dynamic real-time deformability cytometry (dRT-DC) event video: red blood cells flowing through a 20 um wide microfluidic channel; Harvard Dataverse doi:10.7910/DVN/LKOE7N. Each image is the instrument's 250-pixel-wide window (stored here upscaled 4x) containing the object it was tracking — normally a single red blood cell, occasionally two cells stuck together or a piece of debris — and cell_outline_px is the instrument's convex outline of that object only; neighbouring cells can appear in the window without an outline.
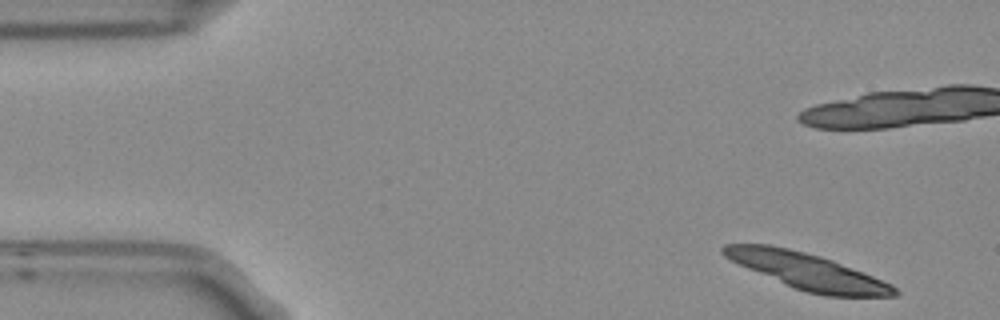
{"species": "Egyptian fruit bat (a non-hibernating species)", "species_latin": "Rousettus aegyptiacus", "temperature_condition": "room temperature", "stored_images_in_passage": 5, "camera_frame_rate_fps": 3000, "um_per_image_px": 0.085, "frame": {"image": 1, "passage_image": 1, "time_ms": 0.0, "image_size_px": [1000, 320], "cell_outline_px": [[900, 292], [896, 296], [824, 296], [808, 292], [796, 288], [748, 268], [724, 256], [720, 252], [720, 248], [724, 244], [768, 244], [788, 248], [820, 256], [832, 260], [892, 284]], "centroid_in_image_um": [68.63, 23.04], "position_along_channel_um": 16.4, "area_um2": 35.37}}
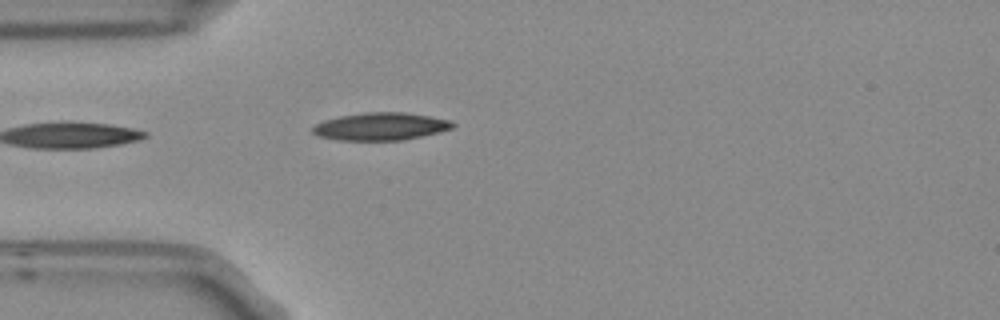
{"frame": {"image": 2, "passage_image": 5, "time_ms": 1.333, "image_size_px": [1000, 320], "cell_outline_px": [[456, 124], [452, 128], [440, 132], [404, 140], [336, 140], [316, 136], [312, 132], [312, 128], [316, 124], [324, 120], [340, 116], [364, 112], [404, 112], [432, 116], [452, 120]], "centroid_in_image_um": [32.38, 10.74], "position_along_channel_um": 52.6, "area_um2": 22.77}}